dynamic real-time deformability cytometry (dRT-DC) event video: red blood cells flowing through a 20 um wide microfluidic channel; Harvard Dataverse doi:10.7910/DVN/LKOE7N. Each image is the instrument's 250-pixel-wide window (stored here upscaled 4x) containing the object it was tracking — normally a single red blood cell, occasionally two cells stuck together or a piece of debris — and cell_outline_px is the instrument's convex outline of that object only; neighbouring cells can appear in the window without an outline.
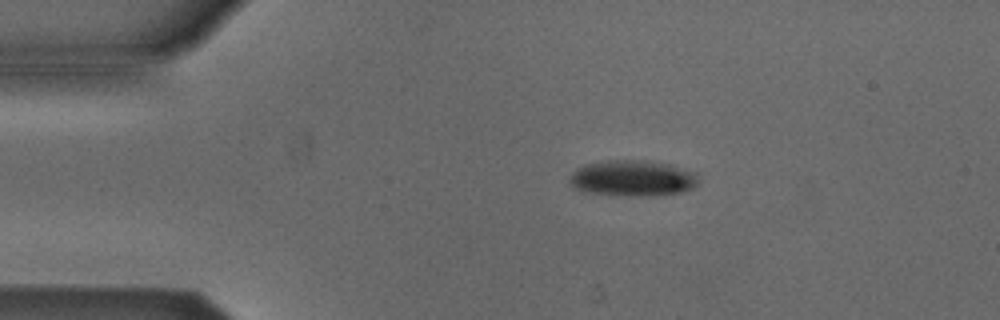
{"species": "Egyptian fruit bat (a non-hibernating species)", "species_latin": "Rousettus aegyptiacus", "temperature_condition": "cold", "stored_images_in_passage": 5, "camera_frame_rate_fps": 3000, "um_per_image_px": 0.085, "animal": {"sex": "male"}, "frame": {"image": 1, "passage_image": 3, "time_ms": 2.667, "image_size_px": [1000, 320], "cell_outline_px": [[696, 184], [692, 188], [680, 192], [652, 196], [620, 196], [588, 192], [572, 188], [568, 184], [568, 180], [572, 172], [588, 164], [608, 160], [644, 160], [668, 164], [696, 172]], "centroid_in_image_um": [53.73, 15.16], "position_along_channel_um": 31.3, "area_um2": 26.99}}